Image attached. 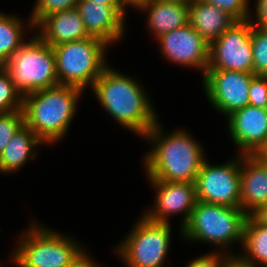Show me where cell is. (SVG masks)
I'll use <instances>...</instances> for the list:
<instances>
[{"label":"cell","mask_w":267,"mask_h":267,"mask_svg":"<svg viewBox=\"0 0 267 267\" xmlns=\"http://www.w3.org/2000/svg\"><path fill=\"white\" fill-rule=\"evenodd\" d=\"M158 122L144 137L154 145L144 158L148 178L195 184L200 167L206 159L204 149L185 130L163 135Z\"/></svg>","instance_id":"1"},{"label":"cell","mask_w":267,"mask_h":267,"mask_svg":"<svg viewBox=\"0 0 267 267\" xmlns=\"http://www.w3.org/2000/svg\"><path fill=\"white\" fill-rule=\"evenodd\" d=\"M91 89L102 107L135 134L144 137L156 125L158 117L145 90L126 74L107 67Z\"/></svg>","instance_id":"2"},{"label":"cell","mask_w":267,"mask_h":267,"mask_svg":"<svg viewBox=\"0 0 267 267\" xmlns=\"http://www.w3.org/2000/svg\"><path fill=\"white\" fill-rule=\"evenodd\" d=\"M82 89L58 85L23 97L25 124L44 142L62 139L75 115Z\"/></svg>","instance_id":"3"},{"label":"cell","mask_w":267,"mask_h":267,"mask_svg":"<svg viewBox=\"0 0 267 267\" xmlns=\"http://www.w3.org/2000/svg\"><path fill=\"white\" fill-rule=\"evenodd\" d=\"M2 67L22 97L59 85L53 47L33 36Z\"/></svg>","instance_id":"4"},{"label":"cell","mask_w":267,"mask_h":267,"mask_svg":"<svg viewBox=\"0 0 267 267\" xmlns=\"http://www.w3.org/2000/svg\"><path fill=\"white\" fill-rule=\"evenodd\" d=\"M108 45L101 39L90 36L53 47L59 85L82 90L88 85L92 87L108 67L104 60Z\"/></svg>","instance_id":"5"},{"label":"cell","mask_w":267,"mask_h":267,"mask_svg":"<svg viewBox=\"0 0 267 267\" xmlns=\"http://www.w3.org/2000/svg\"><path fill=\"white\" fill-rule=\"evenodd\" d=\"M248 214L241 208L197 201L187 224L181 229L184 238L214 245L243 243Z\"/></svg>","instance_id":"6"},{"label":"cell","mask_w":267,"mask_h":267,"mask_svg":"<svg viewBox=\"0 0 267 267\" xmlns=\"http://www.w3.org/2000/svg\"><path fill=\"white\" fill-rule=\"evenodd\" d=\"M19 241L12 254L19 267H67L83 249L73 239L35 223Z\"/></svg>","instance_id":"7"},{"label":"cell","mask_w":267,"mask_h":267,"mask_svg":"<svg viewBox=\"0 0 267 267\" xmlns=\"http://www.w3.org/2000/svg\"><path fill=\"white\" fill-rule=\"evenodd\" d=\"M116 248L128 267H163L171 242L170 223H159L144 215Z\"/></svg>","instance_id":"8"},{"label":"cell","mask_w":267,"mask_h":267,"mask_svg":"<svg viewBox=\"0 0 267 267\" xmlns=\"http://www.w3.org/2000/svg\"><path fill=\"white\" fill-rule=\"evenodd\" d=\"M239 157L221 165H211L205 160L195 181L197 201L240 208Z\"/></svg>","instance_id":"9"},{"label":"cell","mask_w":267,"mask_h":267,"mask_svg":"<svg viewBox=\"0 0 267 267\" xmlns=\"http://www.w3.org/2000/svg\"><path fill=\"white\" fill-rule=\"evenodd\" d=\"M251 19L234 22L209 47L207 70L253 73Z\"/></svg>","instance_id":"10"},{"label":"cell","mask_w":267,"mask_h":267,"mask_svg":"<svg viewBox=\"0 0 267 267\" xmlns=\"http://www.w3.org/2000/svg\"><path fill=\"white\" fill-rule=\"evenodd\" d=\"M255 76L232 70H206L204 91L216 110L229 116L249 105V86Z\"/></svg>","instance_id":"11"},{"label":"cell","mask_w":267,"mask_h":267,"mask_svg":"<svg viewBox=\"0 0 267 267\" xmlns=\"http://www.w3.org/2000/svg\"><path fill=\"white\" fill-rule=\"evenodd\" d=\"M167 60L186 67H195L204 73L209 64L210 45L188 23L157 38Z\"/></svg>","instance_id":"12"},{"label":"cell","mask_w":267,"mask_h":267,"mask_svg":"<svg viewBox=\"0 0 267 267\" xmlns=\"http://www.w3.org/2000/svg\"><path fill=\"white\" fill-rule=\"evenodd\" d=\"M149 183L156 190L155 207H152L144 216L154 222L169 223L167 219L170 215L183 213L182 229L187 224L197 202L195 184L155 179H149Z\"/></svg>","instance_id":"13"},{"label":"cell","mask_w":267,"mask_h":267,"mask_svg":"<svg viewBox=\"0 0 267 267\" xmlns=\"http://www.w3.org/2000/svg\"><path fill=\"white\" fill-rule=\"evenodd\" d=\"M229 133L241 155H253L267 144V108L247 105L228 116Z\"/></svg>","instance_id":"14"},{"label":"cell","mask_w":267,"mask_h":267,"mask_svg":"<svg viewBox=\"0 0 267 267\" xmlns=\"http://www.w3.org/2000/svg\"><path fill=\"white\" fill-rule=\"evenodd\" d=\"M76 9L89 36L112 44L124 34L125 6H109L80 0Z\"/></svg>","instance_id":"15"},{"label":"cell","mask_w":267,"mask_h":267,"mask_svg":"<svg viewBox=\"0 0 267 267\" xmlns=\"http://www.w3.org/2000/svg\"><path fill=\"white\" fill-rule=\"evenodd\" d=\"M38 27L40 33L36 34L51 47L90 37L76 8L52 13L35 26Z\"/></svg>","instance_id":"16"},{"label":"cell","mask_w":267,"mask_h":267,"mask_svg":"<svg viewBox=\"0 0 267 267\" xmlns=\"http://www.w3.org/2000/svg\"><path fill=\"white\" fill-rule=\"evenodd\" d=\"M267 203V170L254 155H241L240 208L251 215Z\"/></svg>","instance_id":"17"},{"label":"cell","mask_w":267,"mask_h":267,"mask_svg":"<svg viewBox=\"0 0 267 267\" xmlns=\"http://www.w3.org/2000/svg\"><path fill=\"white\" fill-rule=\"evenodd\" d=\"M236 20L213 4L193 0L189 4V24L211 45Z\"/></svg>","instance_id":"18"},{"label":"cell","mask_w":267,"mask_h":267,"mask_svg":"<svg viewBox=\"0 0 267 267\" xmlns=\"http://www.w3.org/2000/svg\"><path fill=\"white\" fill-rule=\"evenodd\" d=\"M148 10L147 24L156 39L189 23V4L148 0L140 8Z\"/></svg>","instance_id":"19"},{"label":"cell","mask_w":267,"mask_h":267,"mask_svg":"<svg viewBox=\"0 0 267 267\" xmlns=\"http://www.w3.org/2000/svg\"><path fill=\"white\" fill-rule=\"evenodd\" d=\"M40 143L44 142L24 124L0 154V172L9 174L20 170L28 159L36 156L33 147Z\"/></svg>","instance_id":"20"},{"label":"cell","mask_w":267,"mask_h":267,"mask_svg":"<svg viewBox=\"0 0 267 267\" xmlns=\"http://www.w3.org/2000/svg\"><path fill=\"white\" fill-rule=\"evenodd\" d=\"M242 245L246 255L239 257L243 261L253 267H267V224L260 223L252 215H248Z\"/></svg>","instance_id":"21"},{"label":"cell","mask_w":267,"mask_h":267,"mask_svg":"<svg viewBox=\"0 0 267 267\" xmlns=\"http://www.w3.org/2000/svg\"><path fill=\"white\" fill-rule=\"evenodd\" d=\"M15 16L0 13V64L3 65L25 42L24 22ZM23 23V25H22ZM23 28V29H22Z\"/></svg>","instance_id":"22"},{"label":"cell","mask_w":267,"mask_h":267,"mask_svg":"<svg viewBox=\"0 0 267 267\" xmlns=\"http://www.w3.org/2000/svg\"><path fill=\"white\" fill-rule=\"evenodd\" d=\"M251 46L253 73L256 76H267V29L252 25Z\"/></svg>","instance_id":"23"},{"label":"cell","mask_w":267,"mask_h":267,"mask_svg":"<svg viewBox=\"0 0 267 267\" xmlns=\"http://www.w3.org/2000/svg\"><path fill=\"white\" fill-rule=\"evenodd\" d=\"M23 97L16 90L10 75L3 67L0 68V113L22 110Z\"/></svg>","instance_id":"24"},{"label":"cell","mask_w":267,"mask_h":267,"mask_svg":"<svg viewBox=\"0 0 267 267\" xmlns=\"http://www.w3.org/2000/svg\"><path fill=\"white\" fill-rule=\"evenodd\" d=\"M80 0H36L31 18L29 19V27L35 26L46 16L72 8H76Z\"/></svg>","instance_id":"25"},{"label":"cell","mask_w":267,"mask_h":267,"mask_svg":"<svg viewBox=\"0 0 267 267\" xmlns=\"http://www.w3.org/2000/svg\"><path fill=\"white\" fill-rule=\"evenodd\" d=\"M24 124L23 110L0 113V154Z\"/></svg>","instance_id":"26"},{"label":"cell","mask_w":267,"mask_h":267,"mask_svg":"<svg viewBox=\"0 0 267 267\" xmlns=\"http://www.w3.org/2000/svg\"><path fill=\"white\" fill-rule=\"evenodd\" d=\"M222 9L236 21L250 19L248 0H202Z\"/></svg>","instance_id":"27"},{"label":"cell","mask_w":267,"mask_h":267,"mask_svg":"<svg viewBox=\"0 0 267 267\" xmlns=\"http://www.w3.org/2000/svg\"><path fill=\"white\" fill-rule=\"evenodd\" d=\"M249 105L267 108V76H255L249 86Z\"/></svg>","instance_id":"28"},{"label":"cell","mask_w":267,"mask_h":267,"mask_svg":"<svg viewBox=\"0 0 267 267\" xmlns=\"http://www.w3.org/2000/svg\"><path fill=\"white\" fill-rule=\"evenodd\" d=\"M224 253L215 252L203 255L201 257L199 256L194 260L190 261V263L186 267H223L225 259L230 255L229 252Z\"/></svg>","instance_id":"29"},{"label":"cell","mask_w":267,"mask_h":267,"mask_svg":"<svg viewBox=\"0 0 267 267\" xmlns=\"http://www.w3.org/2000/svg\"><path fill=\"white\" fill-rule=\"evenodd\" d=\"M256 21L251 23L257 28L267 29V0H257Z\"/></svg>","instance_id":"30"},{"label":"cell","mask_w":267,"mask_h":267,"mask_svg":"<svg viewBox=\"0 0 267 267\" xmlns=\"http://www.w3.org/2000/svg\"><path fill=\"white\" fill-rule=\"evenodd\" d=\"M84 250L82 249L67 267H98Z\"/></svg>","instance_id":"31"},{"label":"cell","mask_w":267,"mask_h":267,"mask_svg":"<svg viewBox=\"0 0 267 267\" xmlns=\"http://www.w3.org/2000/svg\"><path fill=\"white\" fill-rule=\"evenodd\" d=\"M223 267H253L250 264H248L247 262L243 261L238 255H229L224 263H223Z\"/></svg>","instance_id":"32"},{"label":"cell","mask_w":267,"mask_h":267,"mask_svg":"<svg viewBox=\"0 0 267 267\" xmlns=\"http://www.w3.org/2000/svg\"><path fill=\"white\" fill-rule=\"evenodd\" d=\"M258 222L267 224V203L261 205L251 214Z\"/></svg>","instance_id":"33"},{"label":"cell","mask_w":267,"mask_h":267,"mask_svg":"<svg viewBox=\"0 0 267 267\" xmlns=\"http://www.w3.org/2000/svg\"><path fill=\"white\" fill-rule=\"evenodd\" d=\"M124 6H132L136 9L140 8L144 3H146L148 0H119Z\"/></svg>","instance_id":"34"},{"label":"cell","mask_w":267,"mask_h":267,"mask_svg":"<svg viewBox=\"0 0 267 267\" xmlns=\"http://www.w3.org/2000/svg\"><path fill=\"white\" fill-rule=\"evenodd\" d=\"M87 1L109 6H124L119 0H87Z\"/></svg>","instance_id":"35"},{"label":"cell","mask_w":267,"mask_h":267,"mask_svg":"<svg viewBox=\"0 0 267 267\" xmlns=\"http://www.w3.org/2000/svg\"><path fill=\"white\" fill-rule=\"evenodd\" d=\"M253 155L266 167L267 170V158L261 152H257Z\"/></svg>","instance_id":"36"},{"label":"cell","mask_w":267,"mask_h":267,"mask_svg":"<svg viewBox=\"0 0 267 267\" xmlns=\"http://www.w3.org/2000/svg\"><path fill=\"white\" fill-rule=\"evenodd\" d=\"M158 1H168V2H178V3L190 4L193 0H158Z\"/></svg>","instance_id":"37"},{"label":"cell","mask_w":267,"mask_h":267,"mask_svg":"<svg viewBox=\"0 0 267 267\" xmlns=\"http://www.w3.org/2000/svg\"><path fill=\"white\" fill-rule=\"evenodd\" d=\"M260 152L267 158V144Z\"/></svg>","instance_id":"38"}]
</instances>
